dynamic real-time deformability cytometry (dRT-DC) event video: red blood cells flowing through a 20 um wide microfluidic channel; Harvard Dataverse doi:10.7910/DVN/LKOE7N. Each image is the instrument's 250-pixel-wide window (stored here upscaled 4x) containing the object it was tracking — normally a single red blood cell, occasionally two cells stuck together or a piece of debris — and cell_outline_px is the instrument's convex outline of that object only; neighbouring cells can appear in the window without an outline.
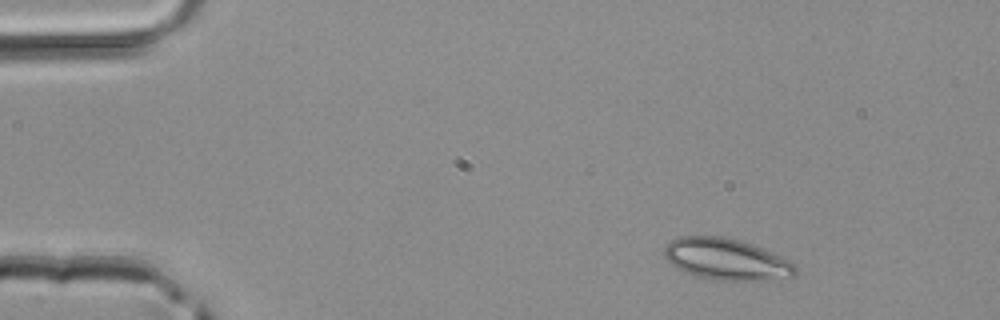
{"species": "common noctule bat (a hibernating species)", "species_latin": "Nyctalus noctula", "temperature_condition": "room temperature", "stored_images_in_passage": 4, "camera_frame_rate_fps": 3000, "um_per_image_px": 0.085, "animal": {"sex": "male", "body_mass_g": 20.4}, "frame": {"image": 1, "passage_image": 1, "time_ms": 0.0, "image_size_px": [1000, 320], "cell_outline_px": [[796, 276], [752, 280], [712, 280], [692, 276], [676, 268], [664, 256], [664, 244], [680, 236], [724, 236], [740, 240], [752, 244], [780, 256], [788, 260], [796, 268]], "centroid_in_image_um": [61.66, 22.03], "position_along_channel_um": 23.3, "area_um2": 31.62}}
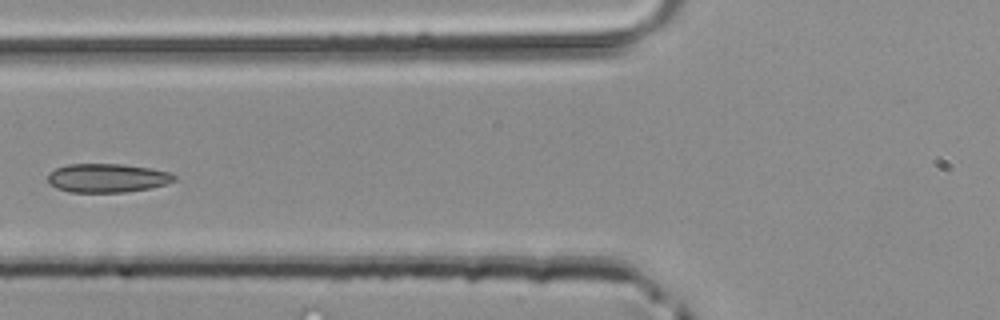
{"frame": {"image": 2, "passage_image": 4, "time_ms": 1.0, "image_size_px": [1000, 320], "cell_outline_px": [[176, 180], [164, 184], [148, 188], [128, 192], [72, 192], [56, 188], [48, 184], [48, 172], [56, 168], [68, 164], [124, 164], [152, 168], [172, 172], [176, 176]], "centroid_in_image_um": [9.11, 15.12], "position_along_channel_um": 116.7, "area_um2": 21.39}}